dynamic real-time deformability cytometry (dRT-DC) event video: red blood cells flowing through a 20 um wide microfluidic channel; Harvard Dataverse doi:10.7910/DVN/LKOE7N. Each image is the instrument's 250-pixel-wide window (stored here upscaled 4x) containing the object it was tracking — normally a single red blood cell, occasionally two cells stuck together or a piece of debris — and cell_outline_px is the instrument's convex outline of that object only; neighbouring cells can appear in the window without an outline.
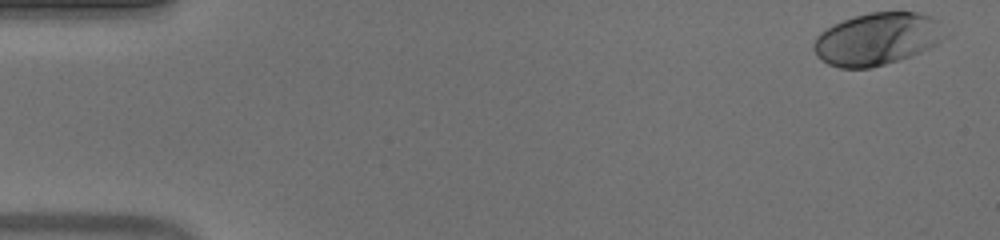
{"species": "human", "species_latin": "Homo sapiens", "temperature_condition": "warm", "stored_images_in_passage": 7, "camera_frame_rate_fps": 3000, "um_per_image_px": 0.085, "donor": {"sex": "male"}, "frame": {"image": 1, "passage_image": 1, "time_ms": 0.0, "image_size_px": [1000, 240], "cell_outline_px": [[948, 36], [936, 44], [912, 56], [872, 68], [840, 68], [828, 64], [816, 56], [812, 48], [812, 44], [816, 36], [820, 32], [844, 20], [868, 12], [916, 12], [932, 16], [940, 20]], "centroid_in_image_um": [74.58, 3.31], "position_along_channel_um": 10.4, "area_um2": 40.34}}